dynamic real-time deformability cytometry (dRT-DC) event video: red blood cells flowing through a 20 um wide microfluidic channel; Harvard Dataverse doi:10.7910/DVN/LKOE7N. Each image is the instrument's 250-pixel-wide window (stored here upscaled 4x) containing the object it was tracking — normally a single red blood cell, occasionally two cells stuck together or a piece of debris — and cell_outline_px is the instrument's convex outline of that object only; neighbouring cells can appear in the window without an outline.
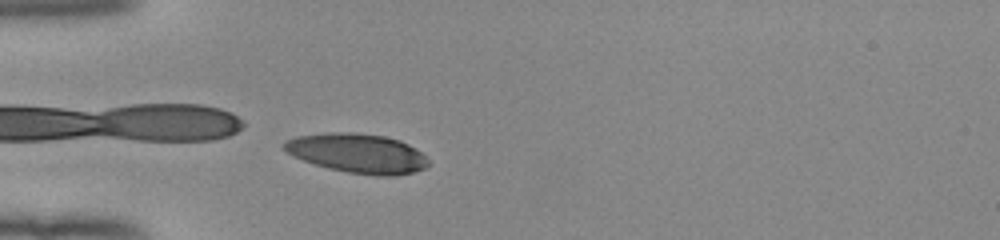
{"species": "human", "species_latin": "Homo sapiens", "temperature_condition": "room temperature", "stored_images_in_passage": 34, "camera_frame_rate_fps": 3000, "um_per_image_px": 0.085, "donor": {"sex": "female"}, "frame": {"image": 1, "passage_image": 1, "time_ms": 0.0, "image_size_px": [1000, 240], "cell_outline_px": [[428, 164], [424, 168], [412, 172], [396, 176], [380, 176], [348, 172], [328, 168], [304, 160], [288, 152], [284, 148], [284, 140], [296, 136], [328, 132], [352, 132], [384, 136], [400, 140], [408, 144], [420, 152], [428, 160]], "centroid_in_image_um": [30.39, 13.02], "position_along_channel_um": 54.6, "area_um2": 32.77}}
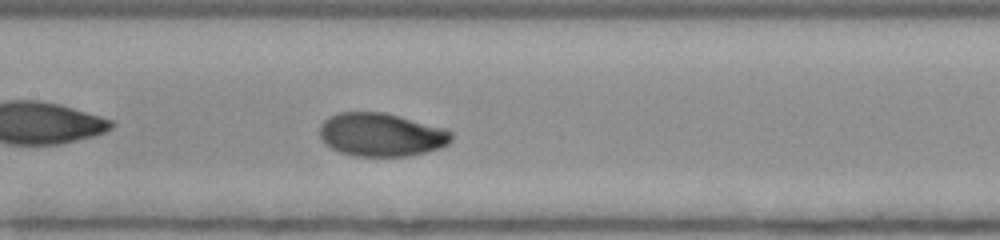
{"frame": {"image": 2, "passage_image": 11, "time_ms": 3.333, "image_size_px": [1000, 240], "cell_outline_px": [[452, 140], [448, 144], [440, 148], [428, 152], [408, 156], [352, 156], [340, 152], [332, 148], [320, 136], [320, 124], [328, 116], [340, 112], [384, 112], [448, 128], [452, 132]], "centroid_in_image_um": [32.45, 11.44], "position_along_channel_um": 174.9, "area_um2": 33.58}}
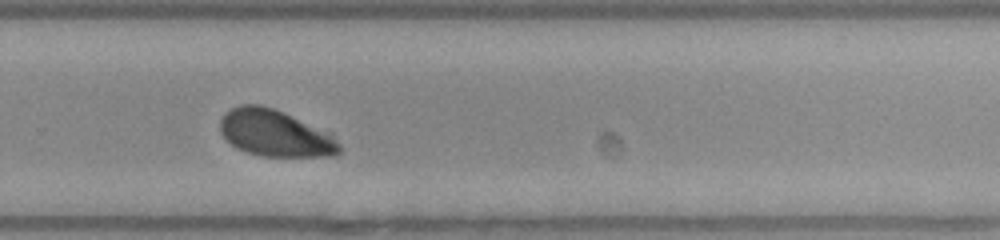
{"frame": {"image": 3, "passage_image": 21, "time_ms": 6.667, "image_size_px": [1000, 240], "cell_outline_px": [[340, 152], [332, 156], [264, 156], [248, 152], [236, 148], [220, 132], [220, 120], [224, 112], [240, 104], [260, 104], [284, 112], [332, 132], [340, 144]], "centroid_in_image_um": [23.41, 11.31], "position_along_channel_um": 306.4, "area_um2": 32.66}, "authors_computed_cell_mechanics": {"area_um2": 33.1194, "velocity_mm_per_s": 3.9544, "shape_relaxation_time_tau1_ms": 3.0034, "shape_relaxation_time_tau2_ms": null, "deformation_change_tau1": 0.1562, "deformation_change_tau2": null}}